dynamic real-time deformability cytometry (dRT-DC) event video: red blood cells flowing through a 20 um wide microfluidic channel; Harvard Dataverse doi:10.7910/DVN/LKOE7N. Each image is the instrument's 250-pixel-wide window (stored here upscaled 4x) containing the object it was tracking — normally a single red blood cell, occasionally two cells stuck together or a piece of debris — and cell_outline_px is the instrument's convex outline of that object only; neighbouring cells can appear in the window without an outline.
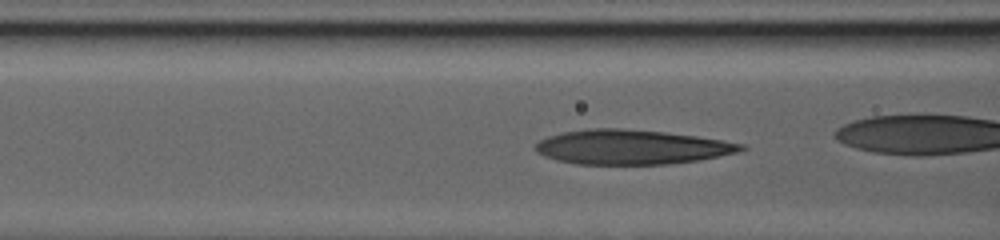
{"species": "human", "species_latin": "Homo sapiens", "temperature_condition": "warm", "stored_images_in_passage": 43, "camera_frame_rate_fps": 3000, "um_per_image_px": 0.085, "donor": {"sex": "male"}, "frame": {"image": 1, "passage_image": 8, "time_ms": 2.333, "image_size_px": [1000, 240], "cell_outline_px": [[748, 148], [736, 152], [696, 160], [668, 164], [576, 164], [556, 160], [544, 156], [536, 152], [532, 148], [532, 144], [548, 136], [564, 132], [588, 128], [620, 128], [664, 132], [696, 136], [744, 144]], "centroid_in_image_um": [53.58, 12.49], "position_along_channel_um": 113.0, "area_um2": 41.33}}
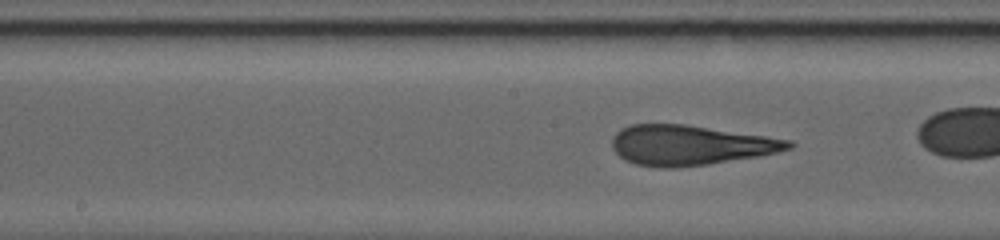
{"frame": {"image": 2, "passage_image": 18, "time_ms": 5.667, "image_size_px": [1000, 240], "cell_outline_px": [[796, 144], [792, 148], [776, 152], [756, 156], [708, 164], [672, 168], [656, 168], [636, 164], [624, 160], [612, 148], [612, 136], [620, 128], [632, 124], [684, 124], [792, 140]], "centroid_in_image_um": [58.62, 12.34], "position_along_channel_um": 189.6, "area_um2": 41.04}}
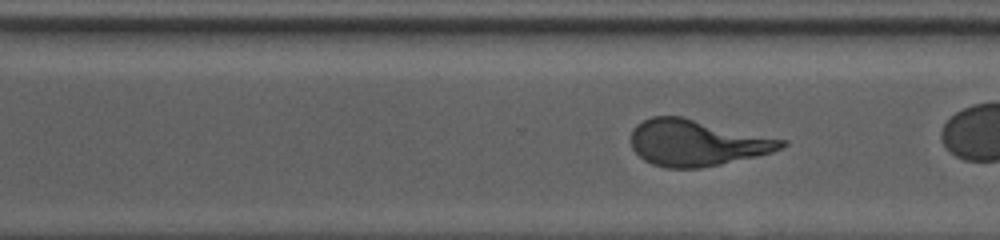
{"frame": {"image": 3, "passage_image": 34, "time_ms": 11.0, "image_size_px": [1000, 240], "cell_outline_px": [[788, 144], [772, 152], [756, 156], [720, 164], [700, 168], [664, 168], [652, 164], [644, 160], [632, 148], [632, 128], [636, 124], [652, 116], [680, 116], [788, 140]], "centroid_in_image_um": [59.22, 12.14], "position_along_channel_um": 311.4, "area_um2": 40.46}}